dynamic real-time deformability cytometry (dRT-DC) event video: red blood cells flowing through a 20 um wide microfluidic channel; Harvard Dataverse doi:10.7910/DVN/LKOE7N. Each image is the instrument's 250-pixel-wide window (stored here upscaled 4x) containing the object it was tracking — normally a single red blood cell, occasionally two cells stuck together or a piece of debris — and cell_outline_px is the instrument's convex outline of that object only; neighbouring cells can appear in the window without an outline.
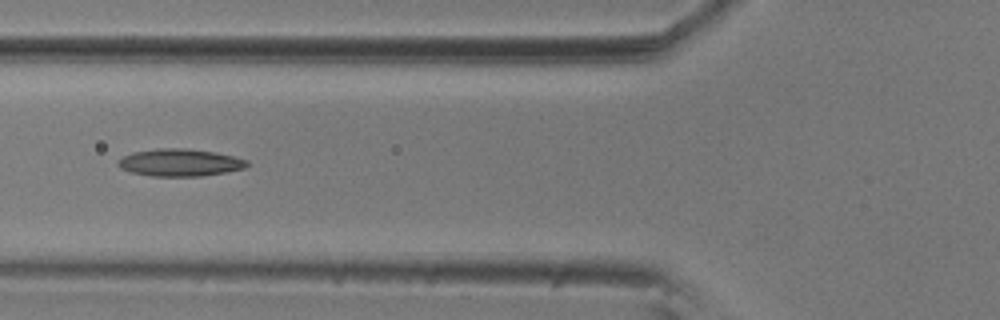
{"species": "common noctule bat (a hibernating species)", "species_latin": "Nyctalus noctula", "temperature_condition": "room temperature", "stored_images_in_passage": 9, "camera_frame_rate_fps": 3000, "um_per_image_px": 0.085, "animal": {"sex": "male", "body_mass_g": 20.5, "forearm_length_mm": 52.5}, "frame": {"image": 1, "passage_image": 4, "time_ms": 1.0, "image_size_px": [1000, 320], "cell_outline_px": [[248, 164], [244, 168], [228, 172], [200, 176], [152, 176], [132, 172], [120, 168], [116, 164], [116, 160], [132, 152], [156, 148], [188, 148], [216, 152], [248, 160]], "centroid_in_image_um": [15.27, 13.81], "position_along_channel_um": 110.5, "area_um2": 20.69}}
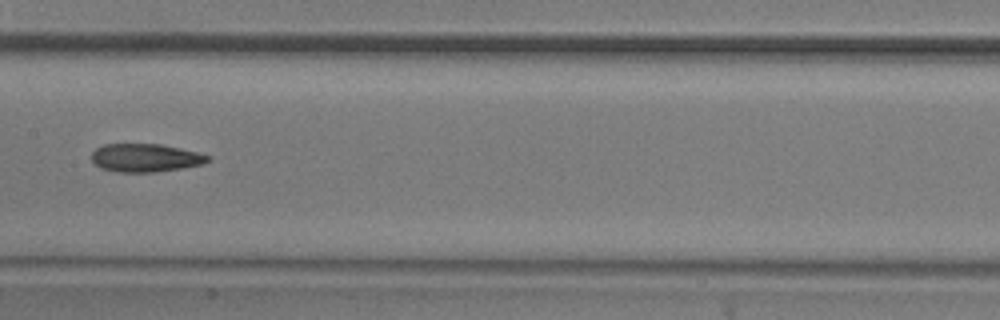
{"frame": {"image": 2, "passage_image": 6, "time_ms": 1.667, "image_size_px": [1000, 320], "cell_outline_px": [[212, 160], [204, 164], [156, 172], [120, 172], [100, 168], [92, 160], [92, 152], [96, 148], [104, 144], [160, 144], [180, 148], [212, 156]], "centroid_in_image_um": [12.39, 13.41], "position_along_channel_um": 195.0, "area_um2": 19.13}}
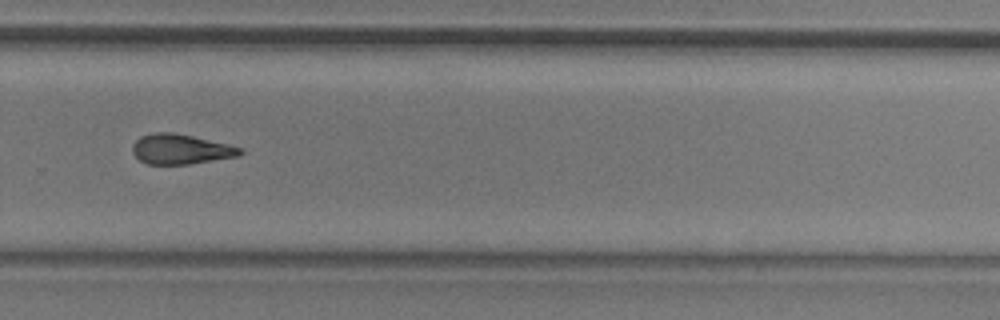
{"frame": {"image": 3, "passage_image": 9, "time_ms": 2.667, "image_size_px": [1000, 320], "cell_outline_px": [[244, 152], [236, 156], [188, 164], [148, 164], [140, 160], [132, 152], [132, 144], [140, 136], [152, 132], [172, 132], [192, 136], [244, 148]], "centroid_in_image_um": [15.32, 12.67], "position_along_channel_um": 314.5, "area_um2": 18.67}}